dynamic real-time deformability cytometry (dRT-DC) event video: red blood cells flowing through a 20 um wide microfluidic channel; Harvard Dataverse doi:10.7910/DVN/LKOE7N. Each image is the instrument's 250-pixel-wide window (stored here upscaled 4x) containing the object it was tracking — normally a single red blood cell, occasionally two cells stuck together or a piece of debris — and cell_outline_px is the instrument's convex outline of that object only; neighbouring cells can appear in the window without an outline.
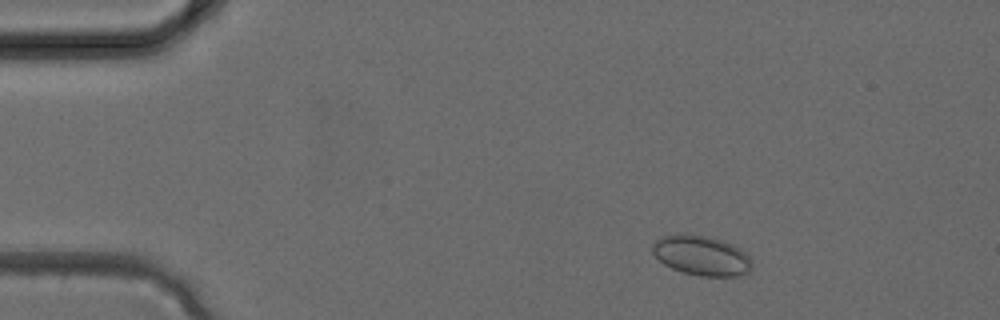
{"species": "common noctule bat (a hibernating species)", "species_latin": "Nyctalus noctula", "temperature_condition": "cold", "stored_images_in_passage": 2, "camera_frame_rate_fps": 3000, "um_per_image_px": 0.085, "animal": {"sex": "female", "body_mass_g": 24.6, "forearm_length_mm": 56.2}, "frame": {"image": 1, "passage_image": 1, "time_ms": 0.0, "image_size_px": [1000, 320], "cell_outline_px": [[752, 268], [744, 276], [700, 276], [684, 272], [672, 268], [664, 264], [652, 252], [652, 244], [656, 240], [664, 236], [684, 232], [692, 232], [712, 236], [724, 240], [740, 248], [752, 260]], "centroid_in_image_um": [59.65, 21.69], "position_along_channel_um": 25.3, "area_um2": 23.64}}